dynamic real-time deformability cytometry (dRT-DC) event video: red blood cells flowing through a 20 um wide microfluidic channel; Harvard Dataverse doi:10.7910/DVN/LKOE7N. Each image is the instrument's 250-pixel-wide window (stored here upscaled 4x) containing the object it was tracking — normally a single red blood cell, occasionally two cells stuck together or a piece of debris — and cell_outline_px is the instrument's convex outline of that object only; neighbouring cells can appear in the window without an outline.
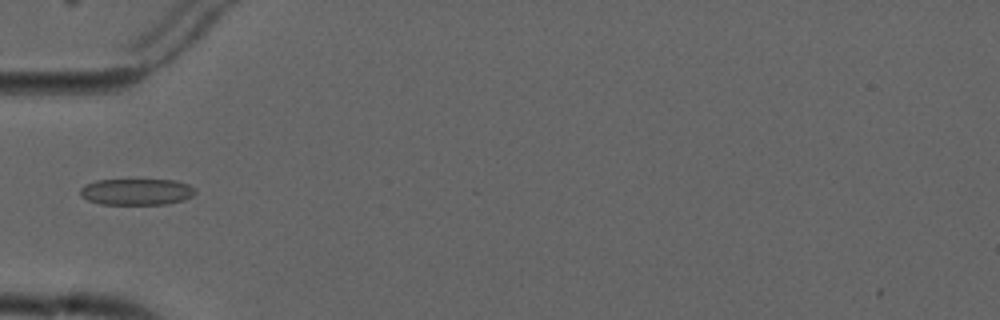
{"species": "common noctule bat (a hibernating species)", "species_latin": "Nyctalus noctula", "temperature_condition": "cold", "stored_images_in_passage": 8, "camera_frame_rate_fps": 3000, "um_per_image_px": 0.085, "animal": {"sex": "male", "forearm_length_mm": 52.5}, "frame": {"image": 1, "passage_image": 5, "time_ms": 4.667, "image_size_px": [1000, 320], "cell_outline_px": [[196, 192], [192, 196], [184, 200], [168, 204], [100, 204], [88, 200], [80, 196], [80, 188], [84, 184], [96, 180], [176, 180], [188, 184], [196, 188]], "centroid_in_image_um": [11.61, 16.3], "position_along_channel_um": 73.4, "area_um2": 17.86}}
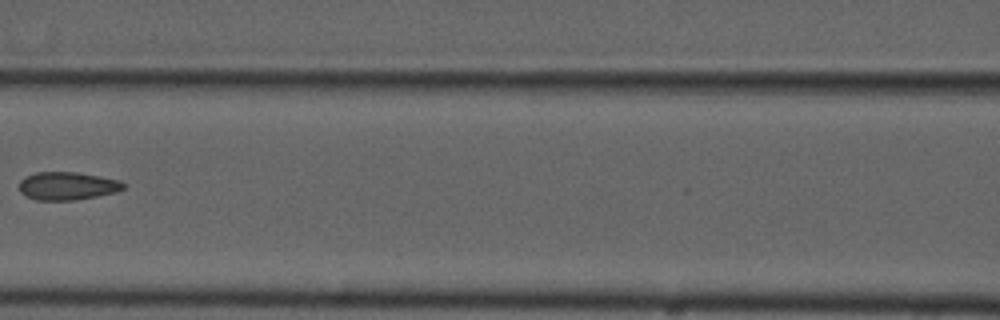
{"frame": {"image": 2, "passage_image": 7, "time_ms": 7.0, "image_size_px": [1000, 320], "cell_outline_px": [[124, 188], [116, 192], [96, 196], [72, 200], [36, 200], [20, 192], [20, 180], [24, 176], [36, 172], [76, 172], [100, 176], [120, 180], [124, 184]], "centroid_in_image_um": [5.71, 15.79], "position_along_channel_um": 160.9, "area_um2": 16.94}}
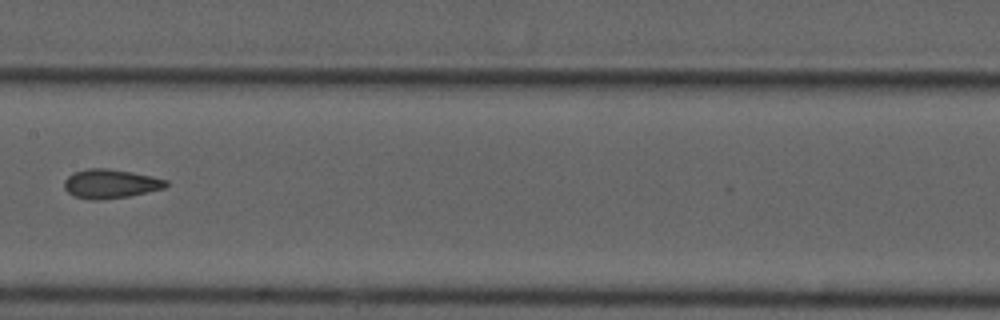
{"frame": {"image": 3, "passage_image": 8, "time_ms": 8.0, "image_size_px": [1000, 320], "cell_outline_px": [[168, 184], [164, 188], [128, 196], [100, 200], [88, 200], [76, 196], [68, 192], [64, 188], [64, 180], [72, 172], [88, 168], [108, 168], [132, 172], [152, 176], [168, 180]], "centroid_in_image_um": [9.37, 15.61], "position_along_channel_um": 198.0, "area_um2": 17.28}}